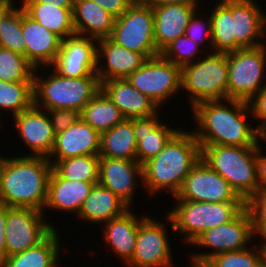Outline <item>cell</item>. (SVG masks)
<instances>
[{
  "label": "cell",
  "mask_w": 266,
  "mask_h": 267,
  "mask_svg": "<svg viewBox=\"0 0 266 267\" xmlns=\"http://www.w3.org/2000/svg\"><path fill=\"white\" fill-rule=\"evenodd\" d=\"M200 145L258 146L265 138L249 123L252 113L248 102L236 99L206 101L191 110ZM196 130V131H195Z\"/></svg>",
  "instance_id": "obj_1"
},
{
  "label": "cell",
  "mask_w": 266,
  "mask_h": 267,
  "mask_svg": "<svg viewBox=\"0 0 266 267\" xmlns=\"http://www.w3.org/2000/svg\"><path fill=\"white\" fill-rule=\"evenodd\" d=\"M178 130L164 148L142 165L143 183L148 195L167 192L175 197L186 176L201 158V147L192 131Z\"/></svg>",
  "instance_id": "obj_2"
},
{
  "label": "cell",
  "mask_w": 266,
  "mask_h": 267,
  "mask_svg": "<svg viewBox=\"0 0 266 267\" xmlns=\"http://www.w3.org/2000/svg\"><path fill=\"white\" fill-rule=\"evenodd\" d=\"M17 155L20 156H9L3 168L0 204L42 211L52 164L47 157Z\"/></svg>",
  "instance_id": "obj_3"
},
{
  "label": "cell",
  "mask_w": 266,
  "mask_h": 267,
  "mask_svg": "<svg viewBox=\"0 0 266 267\" xmlns=\"http://www.w3.org/2000/svg\"><path fill=\"white\" fill-rule=\"evenodd\" d=\"M43 68L50 70L44 76L38 72H44ZM99 90L96 73L73 78L60 75L51 66L39 67L34 71L33 104L45 110L75 109L80 113Z\"/></svg>",
  "instance_id": "obj_4"
},
{
  "label": "cell",
  "mask_w": 266,
  "mask_h": 267,
  "mask_svg": "<svg viewBox=\"0 0 266 267\" xmlns=\"http://www.w3.org/2000/svg\"><path fill=\"white\" fill-rule=\"evenodd\" d=\"M201 158L246 203L258 191L257 146L200 145Z\"/></svg>",
  "instance_id": "obj_5"
},
{
  "label": "cell",
  "mask_w": 266,
  "mask_h": 267,
  "mask_svg": "<svg viewBox=\"0 0 266 267\" xmlns=\"http://www.w3.org/2000/svg\"><path fill=\"white\" fill-rule=\"evenodd\" d=\"M172 201L174 207L163 218L172 226L171 233H179L189 246L204 231L231 221L245 207V202Z\"/></svg>",
  "instance_id": "obj_6"
},
{
  "label": "cell",
  "mask_w": 266,
  "mask_h": 267,
  "mask_svg": "<svg viewBox=\"0 0 266 267\" xmlns=\"http://www.w3.org/2000/svg\"><path fill=\"white\" fill-rule=\"evenodd\" d=\"M227 83V53L208 52L181 68V93H188L191 109L202 102L227 99Z\"/></svg>",
  "instance_id": "obj_7"
},
{
  "label": "cell",
  "mask_w": 266,
  "mask_h": 267,
  "mask_svg": "<svg viewBox=\"0 0 266 267\" xmlns=\"http://www.w3.org/2000/svg\"><path fill=\"white\" fill-rule=\"evenodd\" d=\"M254 238L251 215L245 206L231 221L208 229L195 239L190 247L197 246L211 251L189 254L188 260L191 261L186 266H203L215 255L243 250L253 244L250 242L256 241Z\"/></svg>",
  "instance_id": "obj_8"
},
{
  "label": "cell",
  "mask_w": 266,
  "mask_h": 267,
  "mask_svg": "<svg viewBox=\"0 0 266 267\" xmlns=\"http://www.w3.org/2000/svg\"><path fill=\"white\" fill-rule=\"evenodd\" d=\"M227 64V99L249 102L266 85V44L228 52Z\"/></svg>",
  "instance_id": "obj_9"
},
{
  "label": "cell",
  "mask_w": 266,
  "mask_h": 267,
  "mask_svg": "<svg viewBox=\"0 0 266 267\" xmlns=\"http://www.w3.org/2000/svg\"><path fill=\"white\" fill-rule=\"evenodd\" d=\"M152 7L135 0L118 18H115L110 38L128 50L141 53L146 59L159 55L154 41Z\"/></svg>",
  "instance_id": "obj_10"
},
{
  "label": "cell",
  "mask_w": 266,
  "mask_h": 267,
  "mask_svg": "<svg viewBox=\"0 0 266 267\" xmlns=\"http://www.w3.org/2000/svg\"><path fill=\"white\" fill-rule=\"evenodd\" d=\"M126 79L160 108L181 91V67L168 61L161 54L148 58Z\"/></svg>",
  "instance_id": "obj_11"
},
{
  "label": "cell",
  "mask_w": 266,
  "mask_h": 267,
  "mask_svg": "<svg viewBox=\"0 0 266 267\" xmlns=\"http://www.w3.org/2000/svg\"><path fill=\"white\" fill-rule=\"evenodd\" d=\"M42 211L7 206L5 240L7 256L24 252L42 242L56 227ZM51 222V223H50Z\"/></svg>",
  "instance_id": "obj_12"
},
{
  "label": "cell",
  "mask_w": 266,
  "mask_h": 267,
  "mask_svg": "<svg viewBox=\"0 0 266 267\" xmlns=\"http://www.w3.org/2000/svg\"><path fill=\"white\" fill-rule=\"evenodd\" d=\"M167 222L147 216L138 228L135 249L127 267H176Z\"/></svg>",
  "instance_id": "obj_13"
},
{
  "label": "cell",
  "mask_w": 266,
  "mask_h": 267,
  "mask_svg": "<svg viewBox=\"0 0 266 267\" xmlns=\"http://www.w3.org/2000/svg\"><path fill=\"white\" fill-rule=\"evenodd\" d=\"M172 198L194 202H244L202 158L192 167L180 191Z\"/></svg>",
  "instance_id": "obj_14"
},
{
  "label": "cell",
  "mask_w": 266,
  "mask_h": 267,
  "mask_svg": "<svg viewBox=\"0 0 266 267\" xmlns=\"http://www.w3.org/2000/svg\"><path fill=\"white\" fill-rule=\"evenodd\" d=\"M10 120L14 121L12 124L13 126L15 125L19 139L23 140V144L29 148L26 156H42L47 158L50 156L56 134L45 109L32 104L26 110L12 116Z\"/></svg>",
  "instance_id": "obj_15"
},
{
  "label": "cell",
  "mask_w": 266,
  "mask_h": 267,
  "mask_svg": "<svg viewBox=\"0 0 266 267\" xmlns=\"http://www.w3.org/2000/svg\"><path fill=\"white\" fill-rule=\"evenodd\" d=\"M51 67L64 77L79 78L96 73L97 39L77 34L66 37Z\"/></svg>",
  "instance_id": "obj_16"
},
{
  "label": "cell",
  "mask_w": 266,
  "mask_h": 267,
  "mask_svg": "<svg viewBox=\"0 0 266 267\" xmlns=\"http://www.w3.org/2000/svg\"><path fill=\"white\" fill-rule=\"evenodd\" d=\"M142 178V165L137 160L99 159V184L111 190L130 208L134 207L136 188L143 186Z\"/></svg>",
  "instance_id": "obj_17"
},
{
  "label": "cell",
  "mask_w": 266,
  "mask_h": 267,
  "mask_svg": "<svg viewBox=\"0 0 266 267\" xmlns=\"http://www.w3.org/2000/svg\"><path fill=\"white\" fill-rule=\"evenodd\" d=\"M260 6L257 0H232L235 51L266 43V12Z\"/></svg>",
  "instance_id": "obj_18"
},
{
  "label": "cell",
  "mask_w": 266,
  "mask_h": 267,
  "mask_svg": "<svg viewBox=\"0 0 266 267\" xmlns=\"http://www.w3.org/2000/svg\"><path fill=\"white\" fill-rule=\"evenodd\" d=\"M146 60L141 53L118 45L110 37L97 39L96 74L100 83L111 79L127 78Z\"/></svg>",
  "instance_id": "obj_19"
},
{
  "label": "cell",
  "mask_w": 266,
  "mask_h": 267,
  "mask_svg": "<svg viewBox=\"0 0 266 267\" xmlns=\"http://www.w3.org/2000/svg\"><path fill=\"white\" fill-rule=\"evenodd\" d=\"M22 34L25 41V58L35 67L53 64L62 39L29 17L22 8Z\"/></svg>",
  "instance_id": "obj_20"
},
{
  "label": "cell",
  "mask_w": 266,
  "mask_h": 267,
  "mask_svg": "<svg viewBox=\"0 0 266 267\" xmlns=\"http://www.w3.org/2000/svg\"><path fill=\"white\" fill-rule=\"evenodd\" d=\"M101 134L81 117L55 136L53 150L48 160H62L81 155H99Z\"/></svg>",
  "instance_id": "obj_21"
},
{
  "label": "cell",
  "mask_w": 266,
  "mask_h": 267,
  "mask_svg": "<svg viewBox=\"0 0 266 267\" xmlns=\"http://www.w3.org/2000/svg\"><path fill=\"white\" fill-rule=\"evenodd\" d=\"M98 183L63 179L52 169L43 214L45 215L46 211L51 209V211H60L61 214L71 213L76 217L92 187Z\"/></svg>",
  "instance_id": "obj_22"
},
{
  "label": "cell",
  "mask_w": 266,
  "mask_h": 267,
  "mask_svg": "<svg viewBox=\"0 0 266 267\" xmlns=\"http://www.w3.org/2000/svg\"><path fill=\"white\" fill-rule=\"evenodd\" d=\"M199 5L168 4L152 7L154 15V41L160 54L178 37L185 35L189 20Z\"/></svg>",
  "instance_id": "obj_23"
},
{
  "label": "cell",
  "mask_w": 266,
  "mask_h": 267,
  "mask_svg": "<svg viewBox=\"0 0 266 267\" xmlns=\"http://www.w3.org/2000/svg\"><path fill=\"white\" fill-rule=\"evenodd\" d=\"M100 89L119 108L125 119L150 117L162 110L126 78L102 81Z\"/></svg>",
  "instance_id": "obj_24"
},
{
  "label": "cell",
  "mask_w": 266,
  "mask_h": 267,
  "mask_svg": "<svg viewBox=\"0 0 266 267\" xmlns=\"http://www.w3.org/2000/svg\"><path fill=\"white\" fill-rule=\"evenodd\" d=\"M132 209L134 208H129L122 215L103 223L101 229L103 241L124 264L132 258L139 224L148 216H138Z\"/></svg>",
  "instance_id": "obj_25"
},
{
  "label": "cell",
  "mask_w": 266,
  "mask_h": 267,
  "mask_svg": "<svg viewBox=\"0 0 266 267\" xmlns=\"http://www.w3.org/2000/svg\"><path fill=\"white\" fill-rule=\"evenodd\" d=\"M160 113L150 117L133 118V131L137 143L136 160L141 165L155 157L179 130V127L173 128L168 123H163Z\"/></svg>",
  "instance_id": "obj_26"
},
{
  "label": "cell",
  "mask_w": 266,
  "mask_h": 267,
  "mask_svg": "<svg viewBox=\"0 0 266 267\" xmlns=\"http://www.w3.org/2000/svg\"><path fill=\"white\" fill-rule=\"evenodd\" d=\"M130 207L111 190L95 184L76 216L77 220L101 225L122 215Z\"/></svg>",
  "instance_id": "obj_27"
},
{
  "label": "cell",
  "mask_w": 266,
  "mask_h": 267,
  "mask_svg": "<svg viewBox=\"0 0 266 267\" xmlns=\"http://www.w3.org/2000/svg\"><path fill=\"white\" fill-rule=\"evenodd\" d=\"M115 17L91 0H74L73 23L77 35L95 39L110 37Z\"/></svg>",
  "instance_id": "obj_28"
},
{
  "label": "cell",
  "mask_w": 266,
  "mask_h": 267,
  "mask_svg": "<svg viewBox=\"0 0 266 267\" xmlns=\"http://www.w3.org/2000/svg\"><path fill=\"white\" fill-rule=\"evenodd\" d=\"M61 238L59 228H55L38 245L1 260L0 267H61Z\"/></svg>",
  "instance_id": "obj_29"
},
{
  "label": "cell",
  "mask_w": 266,
  "mask_h": 267,
  "mask_svg": "<svg viewBox=\"0 0 266 267\" xmlns=\"http://www.w3.org/2000/svg\"><path fill=\"white\" fill-rule=\"evenodd\" d=\"M21 3V4H20ZM25 13L62 40L75 33L73 8H62L36 2H20Z\"/></svg>",
  "instance_id": "obj_30"
},
{
  "label": "cell",
  "mask_w": 266,
  "mask_h": 267,
  "mask_svg": "<svg viewBox=\"0 0 266 267\" xmlns=\"http://www.w3.org/2000/svg\"><path fill=\"white\" fill-rule=\"evenodd\" d=\"M136 151L133 119H124L101 133L99 157L136 160Z\"/></svg>",
  "instance_id": "obj_31"
},
{
  "label": "cell",
  "mask_w": 266,
  "mask_h": 267,
  "mask_svg": "<svg viewBox=\"0 0 266 267\" xmlns=\"http://www.w3.org/2000/svg\"><path fill=\"white\" fill-rule=\"evenodd\" d=\"M80 117L100 134L125 119L119 108L101 89L83 107Z\"/></svg>",
  "instance_id": "obj_32"
},
{
  "label": "cell",
  "mask_w": 266,
  "mask_h": 267,
  "mask_svg": "<svg viewBox=\"0 0 266 267\" xmlns=\"http://www.w3.org/2000/svg\"><path fill=\"white\" fill-rule=\"evenodd\" d=\"M218 1L214 2V7L209 11L212 23V52L228 53L235 51L232 0Z\"/></svg>",
  "instance_id": "obj_33"
},
{
  "label": "cell",
  "mask_w": 266,
  "mask_h": 267,
  "mask_svg": "<svg viewBox=\"0 0 266 267\" xmlns=\"http://www.w3.org/2000/svg\"><path fill=\"white\" fill-rule=\"evenodd\" d=\"M98 155H81L62 160H49L52 169L63 179L99 182Z\"/></svg>",
  "instance_id": "obj_34"
},
{
  "label": "cell",
  "mask_w": 266,
  "mask_h": 267,
  "mask_svg": "<svg viewBox=\"0 0 266 267\" xmlns=\"http://www.w3.org/2000/svg\"><path fill=\"white\" fill-rule=\"evenodd\" d=\"M33 104V81L5 82L0 79V116L21 113ZM5 111V112H4ZM2 113V114H1Z\"/></svg>",
  "instance_id": "obj_35"
},
{
  "label": "cell",
  "mask_w": 266,
  "mask_h": 267,
  "mask_svg": "<svg viewBox=\"0 0 266 267\" xmlns=\"http://www.w3.org/2000/svg\"><path fill=\"white\" fill-rule=\"evenodd\" d=\"M258 242V243H257ZM256 244L239 251H230L210 258L204 267H264L263 245ZM258 244V245H257Z\"/></svg>",
  "instance_id": "obj_36"
},
{
  "label": "cell",
  "mask_w": 266,
  "mask_h": 267,
  "mask_svg": "<svg viewBox=\"0 0 266 267\" xmlns=\"http://www.w3.org/2000/svg\"><path fill=\"white\" fill-rule=\"evenodd\" d=\"M35 69L24 55L0 47V79L2 81H33Z\"/></svg>",
  "instance_id": "obj_37"
},
{
  "label": "cell",
  "mask_w": 266,
  "mask_h": 267,
  "mask_svg": "<svg viewBox=\"0 0 266 267\" xmlns=\"http://www.w3.org/2000/svg\"><path fill=\"white\" fill-rule=\"evenodd\" d=\"M0 47L25 56V41L22 34V7L17 5L0 24Z\"/></svg>",
  "instance_id": "obj_38"
},
{
  "label": "cell",
  "mask_w": 266,
  "mask_h": 267,
  "mask_svg": "<svg viewBox=\"0 0 266 267\" xmlns=\"http://www.w3.org/2000/svg\"><path fill=\"white\" fill-rule=\"evenodd\" d=\"M204 52L198 44L183 35L169 44L160 54L168 61L182 68L200 59L205 54Z\"/></svg>",
  "instance_id": "obj_39"
},
{
  "label": "cell",
  "mask_w": 266,
  "mask_h": 267,
  "mask_svg": "<svg viewBox=\"0 0 266 267\" xmlns=\"http://www.w3.org/2000/svg\"><path fill=\"white\" fill-rule=\"evenodd\" d=\"M202 7L204 6L202 5L201 8H199L189 20L185 35L190 38L194 43L198 44L205 51V53H208V51L210 53L212 52L211 15L210 13L205 15L206 17L208 16L207 19L206 17H202V11L206 12V9L203 8V10ZM205 48H208L209 50Z\"/></svg>",
  "instance_id": "obj_40"
},
{
  "label": "cell",
  "mask_w": 266,
  "mask_h": 267,
  "mask_svg": "<svg viewBox=\"0 0 266 267\" xmlns=\"http://www.w3.org/2000/svg\"><path fill=\"white\" fill-rule=\"evenodd\" d=\"M245 206L251 215L255 238L259 235L261 237L259 241L266 242V191L258 190Z\"/></svg>",
  "instance_id": "obj_41"
},
{
  "label": "cell",
  "mask_w": 266,
  "mask_h": 267,
  "mask_svg": "<svg viewBox=\"0 0 266 267\" xmlns=\"http://www.w3.org/2000/svg\"><path fill=\"white\" fill-rule=\"evenodd\" d=\"M257 131L266 138V85L248 102ZM258 119V120H257Z\"/></svg>",
  "instance_id": "obj_42"
},
{
  "label": "cell",
  "mask_w": 266,
  "mask_h": 267,
  "mask_svg": "<svg viewBox=\"0 0 266 267\" xmlns=\"http://www.w3.org/2000/svg\"><path fill=\"white\" fill-rule=\"evenodd\" d=\"M46 111L55 134L65 131L80 117V113L75 109H50Z\"/></svg>",
  "instance_id": "obj_43"
},
{
  "label": "cell",
  "mask_w": 266,
  "mask_h": 267,
  "mask_svg": "<svg viewBox=\"0 0 266 267\" xmlns=\"http://www.w3.org/2000/svg\"><path fill=\"white\" fill-rule=\"evenodd\" d=\"M115 18L121 16L135 0H91Z\"/></svg>",
  "instance_id": "obj_44"
},
{
  "label": "cell",
  "mask_w": 266,
  "mask_h": 267,
  "mask_svg": "<svg viewBox=\"0 0 266 267\" xmlns=\"http://www.w3.org/2000/svg\"><path fill=\"white\" fill-rule=\"evenodd\" d=\"M266 141V138L264 142ZM263 144H266L264 143ZM262 143L257 146V178H258V190L266 191V152Z\"/></svg>",
  "instance_id": "obj_45"
},
{
  "label": "cell",
  "mask_w": 266,
  "mask_h": 267,
  "mask_svg": "<svg viewBox=\"0 0 266 267\" xmlns=\"http://www.w3.org/2000/svg\"><path fill=\"white\" fill-rule=\"evenodd\" d=\"M7 219V206L0 204V261L7 257V245L5 240Z\"/></svg>",
  "instance_id": "obj_46"
},
{
  "label": "cell",
  "mask_w": 266,
  "mask_h": 267,
  "mask_svg": "<svg viewBox=\"0 0 266 267\" xmlns=\"http://www.w3.org/2000/svg\"><path fill=\"white\" fill-rule=\"evenodd\" d=\"M151 7L168 5V4H184V5H198L200 0H141Z\"/></svg>",
  "instance_id": "obj_47"
},
{
  "label": "cell",
  "mask_w": 266,
  "mask_h": 267,
  "mask_svg": "<svg viewBox=\"0 0 266 267\" xmlns=\"http://www.w3.org/2000/svg\"><path fill=\"white\" fill-rule=\"evenodd\" d=\"M19 2H36L62 8H73L74 6V0H20Z\"/></svg>",
  "instance_id": "obj_48"
},
{
  "label": "cell",
  "mask_w": 266,
  "mask_h": 267,
  "mask_svg": "<svg viewBox=\"0 0 266 267\" xmlns=\"http://www.w3.org/2000/svg\"><path fill=\"white\" fill-rule=\"evenodd\" d=\"M18 1H1L0 2V24L3 19L16 7ZM15 3V4H14Z\"/></svg>",
  "instance_id": "obj_49"
},
{
  "label": "cell",
  "mask_w": 266,
  "mask_h": 267,
  "mask_svg": "<svg viewBox=\"0 0 266 267\" xmlns=\"http://www.w3.org/2000/svg\"><path fill=\"white\" fill-rule=\"evenodd\" d=\"M6 155L3 156V153L2 155H0V182H1V176H2V172H3V168L5 166V163L7 162L8 158H9V155L8 157H5Z\"/></svg>",
  "instance_id": "obj_50"
},
{
  "label": "cell",
  "mask_w": 266,
  "mask_h": 267,
  "mask_svg": "<svg viewBox=\"0 0 266 267\" xmlns=\"http://www.w3.org/2000/svg\"><path fill=\"white\" fill-rule=\"evenodd\" d=\"M263 245V255H264V267H266V242L262 243Z\"/></svg>",
  "instance_id": "obj_51"
}]
</instances>
